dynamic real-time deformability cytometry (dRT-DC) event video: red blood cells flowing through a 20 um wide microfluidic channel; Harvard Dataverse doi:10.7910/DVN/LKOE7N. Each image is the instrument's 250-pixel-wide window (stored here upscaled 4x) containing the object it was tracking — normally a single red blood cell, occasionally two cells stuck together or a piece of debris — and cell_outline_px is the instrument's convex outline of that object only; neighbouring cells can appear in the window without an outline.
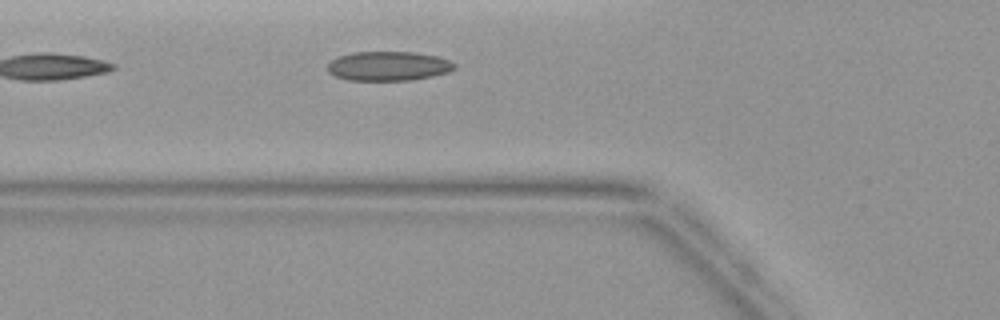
{"species": "common noctule bat (a hibernating species)", "species_latin": "Nyctalus noctula", "temperature_condition": "warm", "stored_images_in_passage": 3, "camera_frame_rate_fps": 3000, "um_per_image_px": 0.085, "animal": {"sex": "female", "body_mass_g": 19.9}, "frame": {"image": 1, "passage_image": 3, "time_ms": 2.333, "image_size_px": [1000, 320], "cell_outline_px": [[456, 68], [448, 72], [432, 76], [412, 80], [348, 80], [336, 76], [328, 72], [328, 64], [336, 56], [352, 52], [416, 52], [436, 56], [448, 60], [456, 64]], "centroid_in_image_um": [33.0, 5.61], "position_along_channel_um": 92.8, "area_um2": 21.73}}